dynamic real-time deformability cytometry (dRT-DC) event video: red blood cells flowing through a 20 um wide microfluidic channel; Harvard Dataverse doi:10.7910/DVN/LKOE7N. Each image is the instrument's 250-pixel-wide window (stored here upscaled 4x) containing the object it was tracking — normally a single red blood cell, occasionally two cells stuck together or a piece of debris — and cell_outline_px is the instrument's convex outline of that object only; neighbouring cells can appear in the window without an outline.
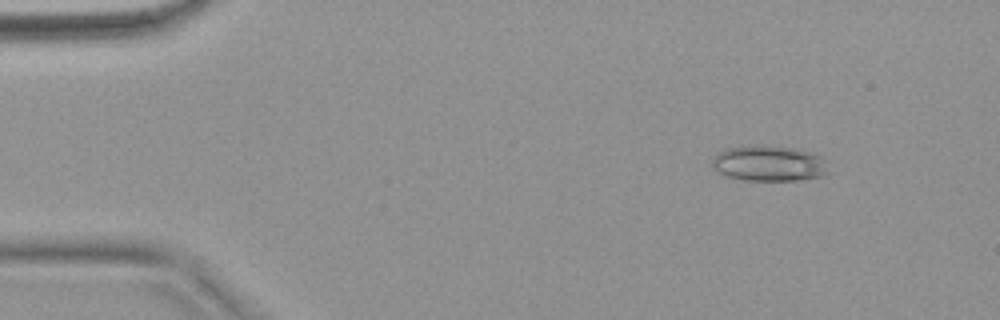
{"species": "common noctule bat (a hibernating species)", "species_latin": "Nyctalus noctula", "temperature_condition": "warm", "stored_images_in_passage": 54, "camera_frame_rate_fps": 3000, "um_per_image_px": 0.085, "animal": {"sex": "female", "body_mass_g": 18.4}, "frame": {"image": 1, "passage_image": 7, "time_ms": 2.0, "image_size_px": [1000, 320], "cell_outline_px": [[828, 160], [824, 176], [796, 180], [744, 180], [728, 176], [720, 172], [712, 164], [712, 160], [724, 148], [748, 144], [764, 144], [796, 148], [816, 152]], "centroid_in_image_um": [65.42, 13.84], "position_along_channel_um": 19.6, "area_um2": 24.57}}
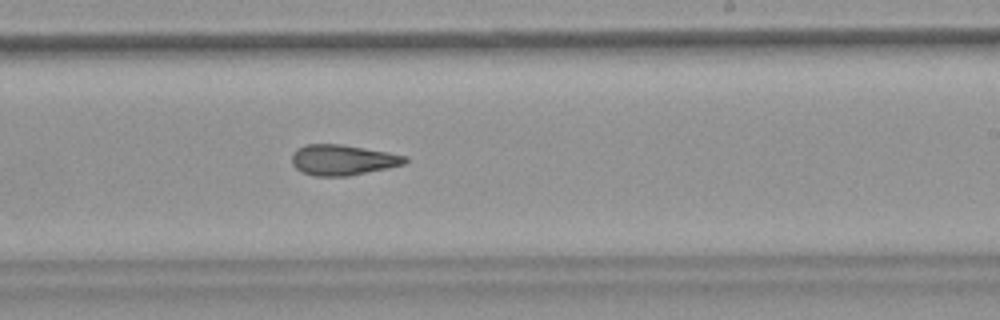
{"frame": {"image": 2, "passage_image": 33, "time_ms": 10.667, "image_size_px": [1000, 320], "cell_outline_px": [[408, 160], [404, 164], [388, 168], [348, 176], [316, 176], [304, 172], [296, 168], [292, 164], [292, 152], [296, 148], [304, 144], [340, 144], [388, 152], [408, 156]], "centroid_in_image_um": [29.12, 13.58], "position_along_channel_um": 259.9, "area_um2": 20.17}}
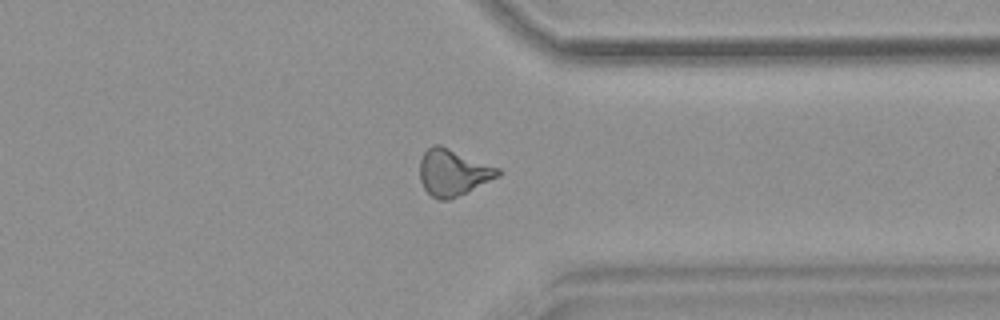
{"frame": {"image": 3, "passage_image": 42, "time_ms": 13.667, "image_size_px": [1000, 320], "cell_outline_px": [[504, 172], [500, 176], [448, 200], [440, 200], [432, 196], [424, 188], [420, 180], [420, 160], [424, 152], [432, 144], [440, 144], [500, 168]], "centroid_in_image_um": [38.52, 14.64], "position_along_channel_um": 372.9, "area_um2": 21.15}, "authors_computed_cell_mechanics": {"area_um2": 21.1259, "velocity_mm_per_s": 3.8344, "shape_relaxation_time_tau1_ms": null, "shape_relaxation_time_tau2_ms": 3.6939, "deformation_change_tau1": null, "deformation_change_tau2": 0.1343}}